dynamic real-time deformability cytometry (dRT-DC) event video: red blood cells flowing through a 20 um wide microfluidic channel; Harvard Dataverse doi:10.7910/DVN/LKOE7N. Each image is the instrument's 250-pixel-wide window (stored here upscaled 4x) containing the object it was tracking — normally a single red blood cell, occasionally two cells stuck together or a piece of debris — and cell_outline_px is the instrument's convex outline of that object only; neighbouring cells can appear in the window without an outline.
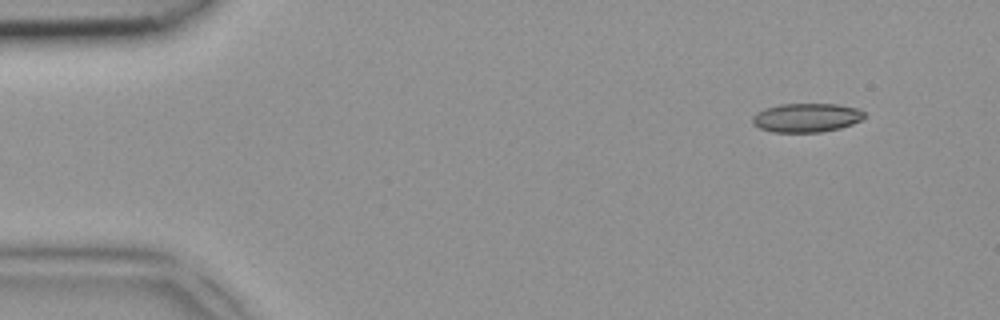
{"species": "common noctule bat (a hibernating species)", "species_latin": "Nyctalus noctula", "temperature_condition": "room temperature", "stored_images_in_passage": 4, "camera_frame_rate_fps": 3000, "um_per_image_px": 0.085, "animal": {"sex": "female", "body_mass_g": 18.4}, "frame": {"image": 1, "passage_image": 1, "time_ms": 0.0, "image_size_px": [1000, 320], "cell_outline_px": [[864, 116], [860, 120], [852, 124], [840, 128], [820, 132], [772, 132], [760, 128], [752, 124], [752, 116], [756, 112], [764, 108], [780, 104], [836, 104], [860, 108], [864, 112]], "centroid_in_image_um": [68.52, 10.0], "position_along_channel_um": 16.5, "area_um2": 18.96}}
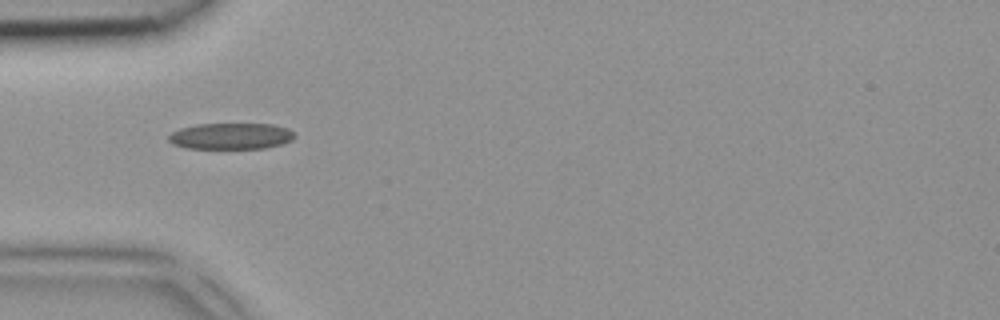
{"frame": {"image": 2, "passage_image": 3, "time_ms": 0.667, "image_size_px": [1000, 320], "cell_outline_px": [[296, 136], [292, 140], [280, 144], [264, 148], [188, 148], [172, 144], [168, 140], [168, 136], [172, 132], [180, 128], [196, 124], [272, 124], [288, 128]], "centroid_in_image_um": [19.61, 11.56], "position_along_channel_um": 65.4, "area_um2": 19.19}}